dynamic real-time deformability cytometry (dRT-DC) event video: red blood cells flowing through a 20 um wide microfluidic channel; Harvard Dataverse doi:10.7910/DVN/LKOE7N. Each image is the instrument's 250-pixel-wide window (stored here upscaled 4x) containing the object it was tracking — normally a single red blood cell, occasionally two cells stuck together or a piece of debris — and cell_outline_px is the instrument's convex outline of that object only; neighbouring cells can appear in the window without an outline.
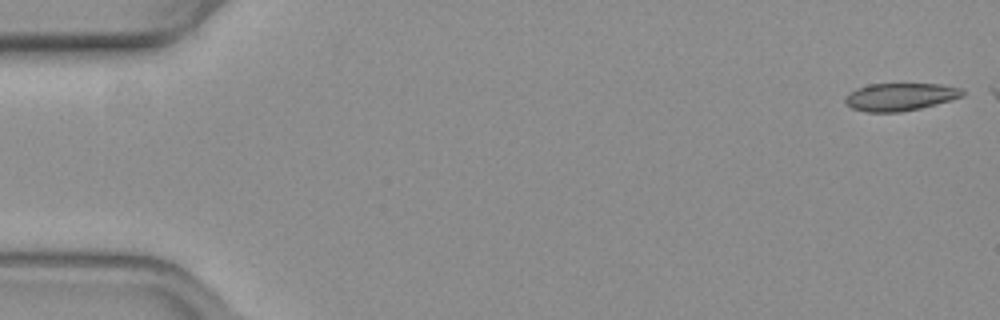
{"species": "common noctule bat (a hibernating species)", "species_latin": "Nyctalus noctula", "temperature_condition": "warm", "stored_images_in_passage": 3, "camera_frame_rate_fps": 3000, "um_per_image_px": 0.085, "animal": {"sex": "female", "body_mass_g": 19.3, "forearm_length_mm": 54.1}, "frame": {"image": 1, "passage_image": 1, "time_ms": 0.0, "image_size_px": [1000, 320], "cell_outline_px": [[968, 92], [964, 96], [952, 100], [920, 108], [900, 112], [868, 112], [852, 108], [844, 104], [844, 100], [848, 92], [856, 88], [868, 84], [940, 84], [964, 88]], "centroid_in_image_um": [76.54, 8.22], "position_along_channel_um": 8.5, "area_um2": 19.25}}